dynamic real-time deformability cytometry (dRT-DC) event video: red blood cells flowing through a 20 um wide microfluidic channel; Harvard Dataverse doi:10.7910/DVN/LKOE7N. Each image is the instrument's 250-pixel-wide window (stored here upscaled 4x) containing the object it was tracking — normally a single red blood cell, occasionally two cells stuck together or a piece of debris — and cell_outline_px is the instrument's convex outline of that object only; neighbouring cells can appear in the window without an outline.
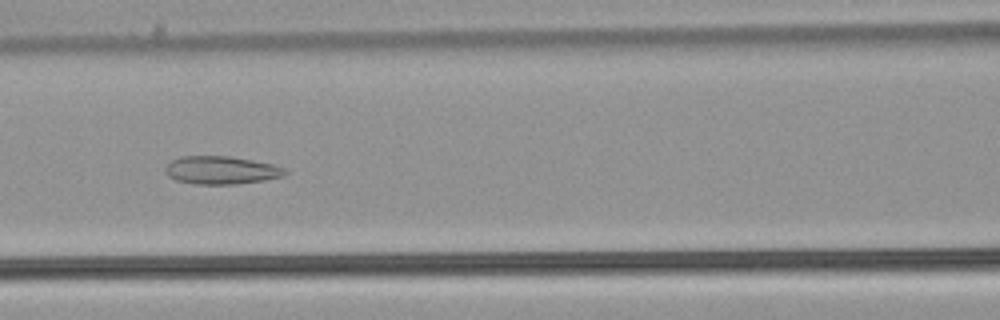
{"species": "common noctule bat (a hibernating species)", "species_latin": "Nyctalus noctula", "temperature_condition": "warm", "stored_images_in_passage": 40, "camera_frame_rate_fps": 3000, "um_per_image_px": 0.085, "animal": {"sex": "male", "body_mass_g": 21.5, "forearm_length_mm": 52.0}, "frame": {"image": 1, "passage_image": 14, "time_ms": 4.333, "image_size_px": [1000, 320], "cell_outline_px": [[288, 172], [284, 176], [264, 180], [236, 184], [196, 184], [176, 180], [168, 176], [164, 172], [164, 168], [172, 160], [180, 156], [228, 156], [252, 160], [272, 164], [284, 168]], "centroid_in_image_um": [18.78, 14.46], "position_along_channel_um": 147.8, "area_um2": 19.54}}
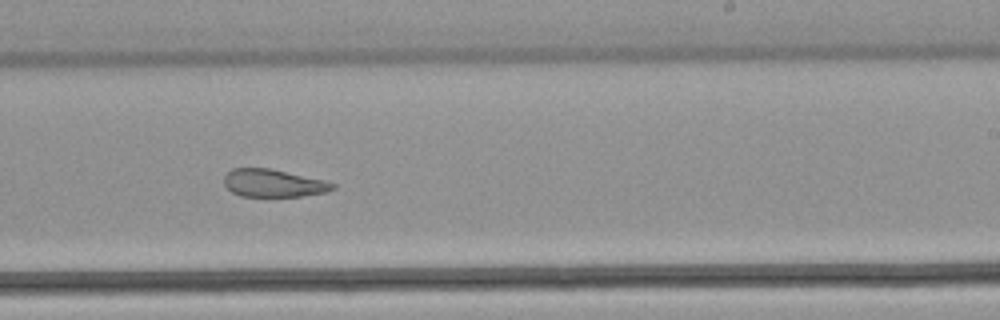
{"frame": {"image": 2, "passage_image": 23, "time_ms": 7.333, "image_size_px": [1000, 320], "cell_outline_px": [[336, 188], [328, 192], [300, 196], [240, 196], [232, 192], [224, 184], [224, 176], [232, 168], [268, 168], [324, 180], [336, 184]], "centroid_in_image_um": [23.24, 15.57], "position_along_channel_um": 265.8, "area_um2": 17.46}}
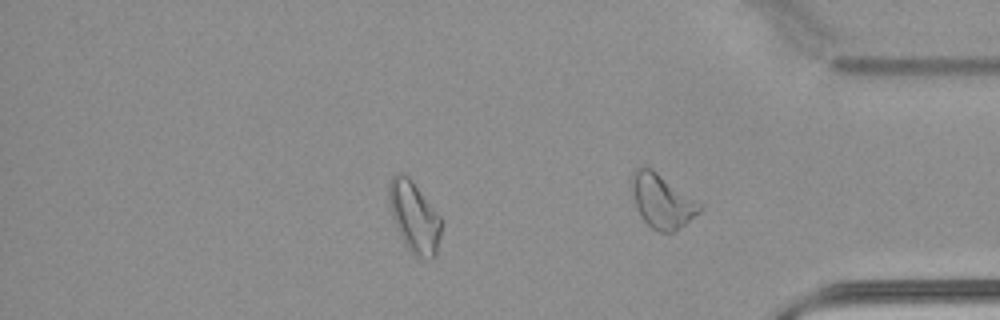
{"frame": {"image": 3, "passage_image": 32, "time_ms": 10.333, "image_size_px": [1000, 320], "cell_outline_px": [[440, 236], [436, 256], [432, 260], [428, 260], [416, 256], [408, 248], [400, 236], [392, 216], [388, 200], [388, 184], [392, 176], [396, 172], [404, 172], [408, 176], [440, 216]], "centroid_in_image_um": [35.19, 18.43], "position_along_channel_um": 400.0, "area_um2": 21.56}, "authors_computed_cell_mechanics": {"area_um2": 21.0392, "velocity_mm_per_s": 3.9551, "shape_relaxation_time_tau1_ms": null, "shape_relaxation_time_tau2_ms": 2.7981, "deformation_change_tau1": null, "deformation_change_tau2": 0.104}}